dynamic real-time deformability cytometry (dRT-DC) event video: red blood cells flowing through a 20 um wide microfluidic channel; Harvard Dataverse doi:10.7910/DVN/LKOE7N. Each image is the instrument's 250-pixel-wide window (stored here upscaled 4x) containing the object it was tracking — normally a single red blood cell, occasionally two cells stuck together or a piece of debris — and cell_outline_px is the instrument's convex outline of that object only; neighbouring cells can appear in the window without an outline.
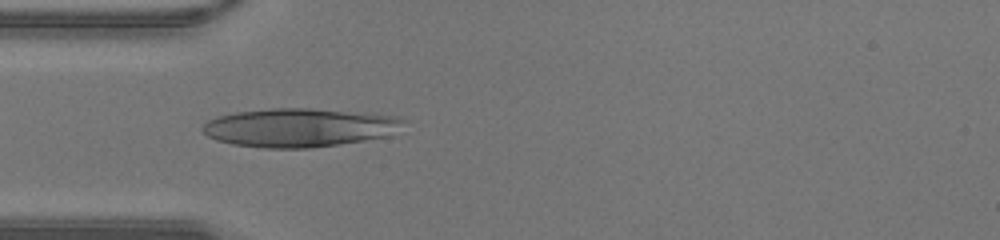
{"species": "human", "species_latin": "Homo sapiens", "temperature_condition": "warm", "stored_images_in_passage": 31, "camera_frame_rate_fps": 3000, "um_per_image_px": 0.085, "donor": {"sex": "male"}, "frame": {"image": 1, "passage_image": 2, "time_ms": 0.333, "image_size_px": [1000, 240], "cell_outline_px": [[404, 120], [392, 136], [312, 148], [264, 148], [232, 144], [216, 140], [208, 136], [200, 128], [208, 120], [216, 116], [236, 112], [272, 108], [312, 108], [400, 116]], "centroid_in_image_um": [25.43, 10.84], "position_along_channel_um": 59.6, "area_um2": 45.37}}
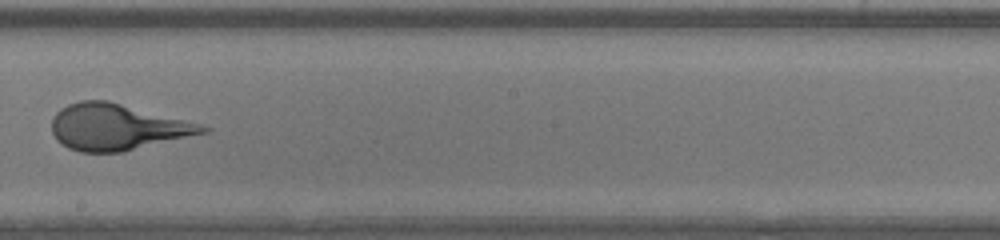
{"frame": {"image": 2, "passage_image": 13, "time_ms": 4.0, "image_size_px": [1000, 240], "cell_outline_px": [[212, 128], [208, 132], [124, 152], [80, 152], [68, 148], [56, 140], [52, 132], [52, 116], [60, 108], [68, 104], [80, 100], [108, 100], [200, 124]], "centroid_in_image_um": [9.92, 10.8], "position_along_channel_um": 238.3, "area_um2": 40.63}}
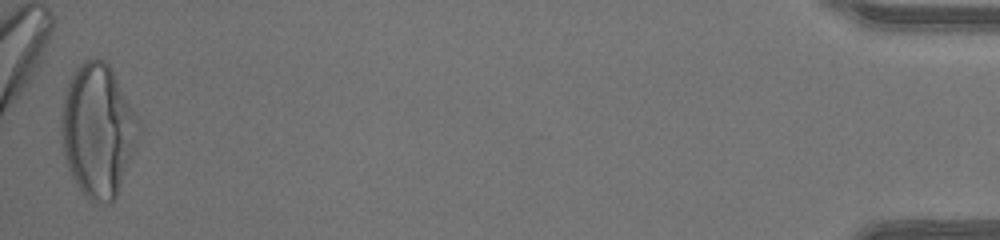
{"frame": {"image": 3, "passage_image": 31, "time_ms": 10.0, "image_size_px": [1000, 240], "cell_outline_px": [[140, 128], [136, 144], [116, 196], [112, 204], [96, 204], [88, 200], [84, 196], [76, 184], [68, 168], [64, 152], [60, 120], [60, 112], [64, 96], [68, 84], [76, 68], [80, 64], [88, 60], [104, 60], [108, 64], [132, 108], [140, 124]], "centroid_in_image_um": [8.29, 11.15], "position_along_channel_um": 426.9, "area_um2": 59.13}}